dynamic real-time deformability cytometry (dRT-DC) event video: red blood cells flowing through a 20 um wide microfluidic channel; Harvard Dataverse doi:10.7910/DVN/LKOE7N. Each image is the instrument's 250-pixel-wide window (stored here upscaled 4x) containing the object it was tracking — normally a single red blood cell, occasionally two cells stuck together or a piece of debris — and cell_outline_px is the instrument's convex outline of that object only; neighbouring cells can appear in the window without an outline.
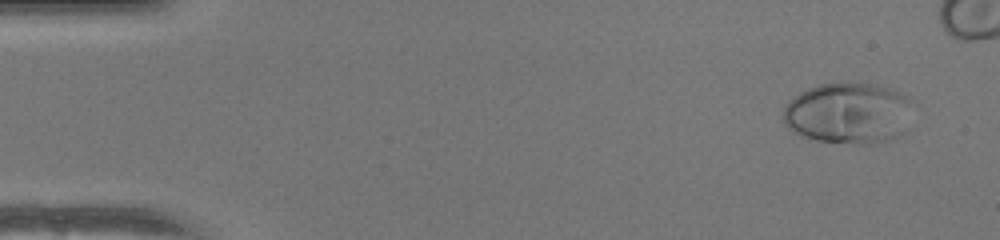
{"species": "human", "species_latin": "Homo sapiens", "temperature_condition": "warm", "stored_images_in_passage": 45, "camera_frame_rate_fps": 3000, "um_per_image_px": 0.085, "donor": {"sex": "female"}, "frame": {"image": 1, "passage_image": 3, "time_ms": 0.667, "image_size_px": [1000, 240], "cell_outline_px": [[920, 104], [892, 136], [884, 140], [872, 144], [864, 144], [816, 140], [800, 136], [792, 132], [784, 124], [784, 108], [788, 100], [800, 92], [808, 88], [820, 84], [876, 84], [892, 88], [916, 100]], "centroid_in_image_um": [72.1, 9.59], "position_along_channel_um": 12.9, "area_um2": 46.07}}
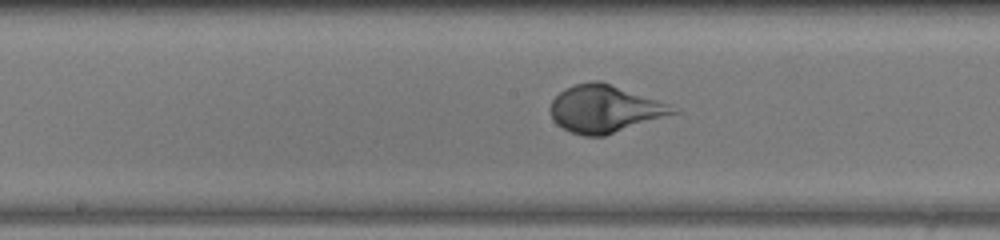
{"frame": {"image": 2, "passage_image": 26, "time_ms": 8.333, "image_size_px": [1000, 240], "cell_outline_px": [[680, 112], [604, 136], [584, 136], [572, 132], [556, 124], [552, 120], [548, 108], [552, 100], [564, 88], [576, 84], [592, 80], [600, 80], [668, 104]], "centroid_in_image_um": [51.34, 9.25], "position_along_channel_um": 196.9, "area_um2": 33.7}}
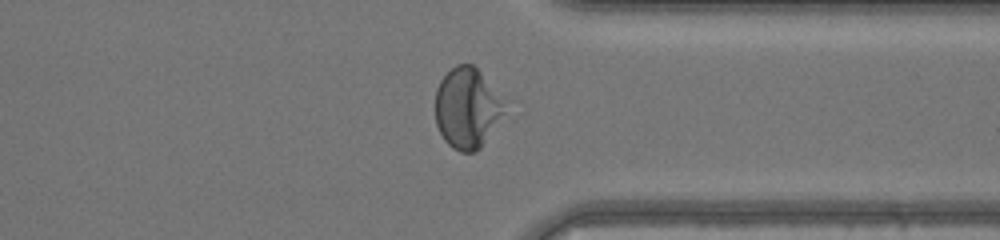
{"frame": {"image": 3, "passage_image": 39, "time_ms": 12.667, "image_size_px": [1000, 240], "cell_outline_px": [[500, 112], [480, 148], [476, 152], [460, 152], [452, 148], [444, 140], [436, 124], [436, 88], [440, 80], [456, 64], [472, 64], [480, 72], [500, 100]], "centroid_in_image_um": [39.57, 9.19], "position_along_channel_um": 371.8, "area_um2": 30.81}}